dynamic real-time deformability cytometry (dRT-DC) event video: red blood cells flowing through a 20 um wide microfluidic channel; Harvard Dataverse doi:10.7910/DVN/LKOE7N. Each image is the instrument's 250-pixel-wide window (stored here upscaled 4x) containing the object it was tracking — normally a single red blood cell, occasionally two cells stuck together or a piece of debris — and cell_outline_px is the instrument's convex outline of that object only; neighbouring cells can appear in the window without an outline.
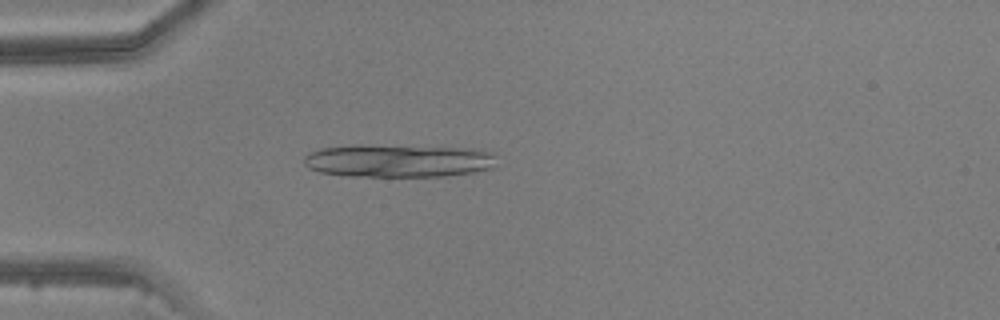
{"species": "common noctule bat (a hibernating species)", "species_latin": "Nyctalus noctula", "temperature_condition": "warm", "stored_images_in_passage": 1, "camera_frame_rate_fps": 3000, "um_per_image_px": 0.085, "animal": {"sex": "male", "body_mass_g": 20.5, "forearm_length_mm": 52.5}, "frame": {"image": 1, "passage_image": 1, "time_ms": 0.0, "image_size_px": [1000, 320], "cell_outline_px": [[496, 168], [448, 176], [344, 176], [320, 172], [308, 168], [304, 164], [304, 156], [308, 152], [320, 148], [352, 144], [360, 144], [480, 148], [496, 152]], "centroid_in_image_um": [33.91, 13.64], "position_along_channel_um": 51.1, "area_um2": 38.15}}